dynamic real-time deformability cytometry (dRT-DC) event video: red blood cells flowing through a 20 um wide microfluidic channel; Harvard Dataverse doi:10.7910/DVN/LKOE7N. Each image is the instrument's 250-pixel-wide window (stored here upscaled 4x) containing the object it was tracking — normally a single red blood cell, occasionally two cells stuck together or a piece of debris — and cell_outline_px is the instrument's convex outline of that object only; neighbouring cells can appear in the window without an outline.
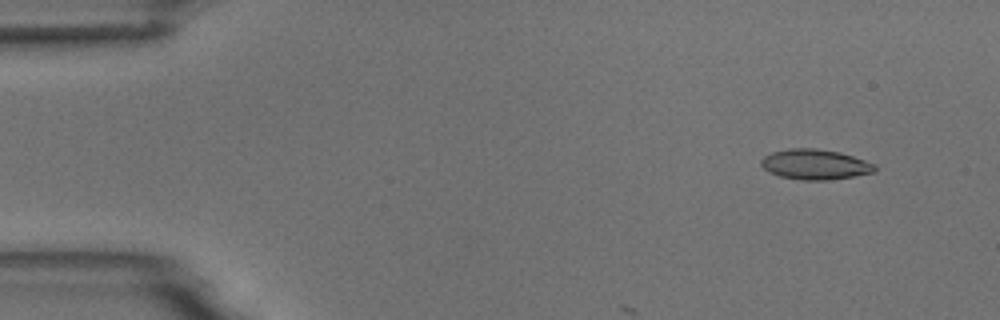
{"species": "common noctule bat (a hibernating species)", "species_latin": "Nyctalus noctula", "temperature_condition": "room temperature", "stored_images_in_passage": 4, "camera_frame_rate_fps": 3000, "um_per_image_px": 0.085, "animal": {"sex": "male", "body_mass_g": 18.8}, "frame": {"image": 1, "passage_image": 1, "time_ms": 0.0, "image_size_px": [1000, 320], "cell_outline_px": [[876, 172], [828, 180], [804, 180], [780, 176], [768, 172], [760, 164], [760, 160], [764, 156], [772, 152], [788, 148], [816, 148], [840, 152], [876, 164]], "centroid_in_image_um": [69.27, 13.97], "position_along_channel_um": 15.7, "area_um2": 20.06}}